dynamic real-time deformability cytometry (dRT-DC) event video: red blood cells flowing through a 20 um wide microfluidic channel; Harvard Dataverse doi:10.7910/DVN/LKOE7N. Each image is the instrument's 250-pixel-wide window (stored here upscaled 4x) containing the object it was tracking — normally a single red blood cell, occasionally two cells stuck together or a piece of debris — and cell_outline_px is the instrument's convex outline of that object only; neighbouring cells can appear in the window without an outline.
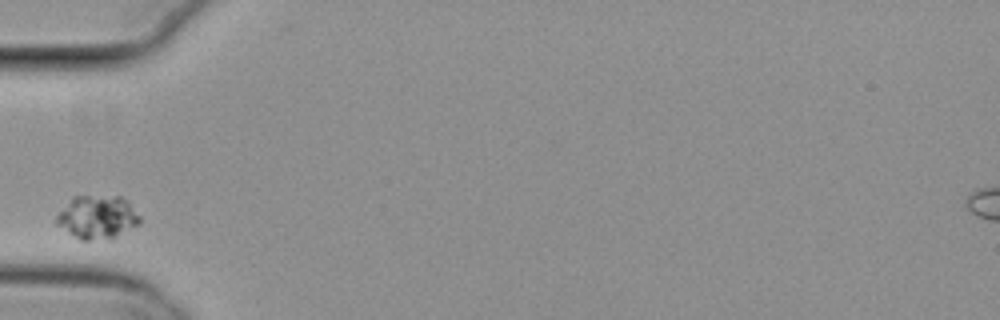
{"species": "common noctule bat (a hibernating species)", "species_latin": "Nyctalus noctula", "temperature_condition": "cold", "stored_images_in_passage": 4, "camera_frame_rate_fps": 3000, "um_per_image_px": 0.085, "animal": {"sex": "female", "body_mass_g": 29.2, "forearm_length_mm": 56.3}, "frame": {"image": 1, "passage_image": 1, "time_ms": 0.0, "image_size_px": [1000, 320], "cell_outline_px": [[140, 224], [112, 240], [80, 240], [56, 224], [56, 216], [72, 196], [120, 196], [140, 216]], "centroid_in_image_um": [8.27, 18.49], "position_along_channel_um": 76.7, "area_um2": 21.1}}
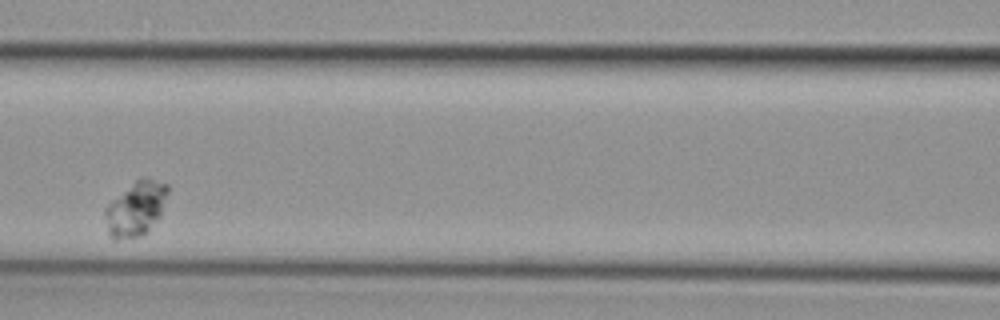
{"frame": {"image": 2, "passage_image": 3, "time_ms": 0.667, "image_size_px": [1000, 320], "cell_outline_px": [[168, 192], [160, 216], [140, 236], [116, 240], [108, 232], [104, 216], [104, 208], [112, 200], [140, 176], [168, 184]], "centroid_in_image_um": [11.52, 17.71], "position_along_channel_um": 155.1, "area_um2": 19.59}}
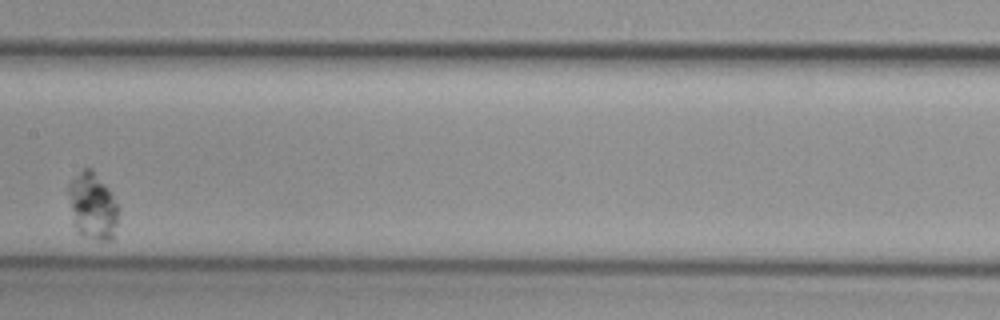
{"frame": {"image": 3, "passage_image": 4, "time_ms": 1.0, "image_size_px": [1000, 320], "cell_outline_px": [[120, 212], [112, 240], [100, 240], [80, 236], [76, 232], [68, 192], [68, 184], [84, 168], [92, 168], [112, 192], [120, 208]], "centroid_in_image_um": [7.91, 17.53], "position_along_channel_um": 199.5, "area_um2": 19.65}}